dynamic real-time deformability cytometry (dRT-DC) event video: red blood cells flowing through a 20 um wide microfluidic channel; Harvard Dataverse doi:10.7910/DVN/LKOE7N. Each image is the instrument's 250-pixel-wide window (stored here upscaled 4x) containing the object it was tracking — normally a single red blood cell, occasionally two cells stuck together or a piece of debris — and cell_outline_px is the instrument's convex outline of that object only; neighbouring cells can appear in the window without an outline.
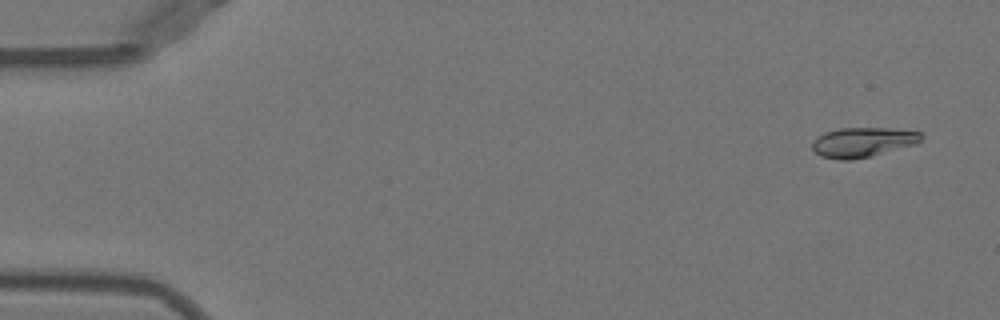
{"species": "Egyptian fruit bat (a non-hibernating species)", "species_latin": "Rousettus aegyptiacus", "temperature_condition": "warm", "stored_images_in_passage": 51, "camera_frame_rate_fps": 3000, "um_per_image_px": 0.085, "animal": {"sex": "female"}, "frame": {"image": 1, "passage_image": 3, "time_ms": 0.667, "image_size_px": [1000, 320], "cell_outline_px": [[924, 136], [916, 144], [852, 160], [840, 160], [820, 156], [812, 148], [812, 144], [816, 136], [824, 132], [840, 128], [888, 128], [920, 132]], "centroid_in_image_um": [73.3, 12.08], "position_along_channel_um": 11.7, "area_um2": 18.73}}
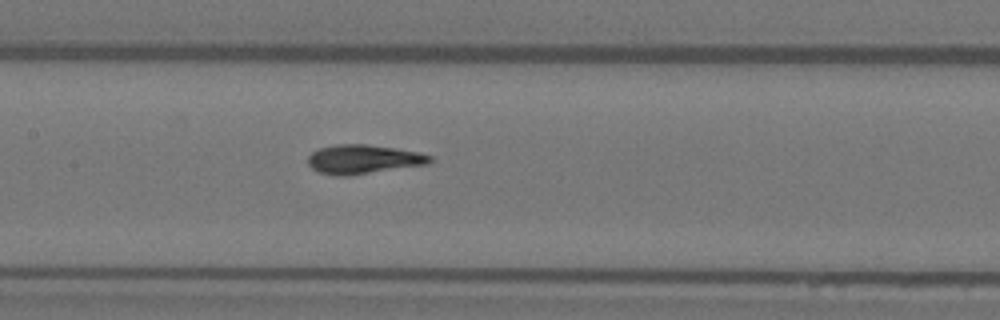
{"frame": {"image": 2, "passage_image": 25, "time_ms": 8.0, "image_size_px": [1000, 320], "cell_outline_px": [[432, 160], [428, 164], [348, 176], [340, 176], [320, 172], [312, 168], [308, 164], [308, 156], [312, 152], [320, 148], [336, 144], [364, 144], [392, 148], [416, 152], [432, 156]], "centroid_in_image_um": [30.86, 13.54], "position_along_channel_um": 176.5, "area_um2": 20.4}}
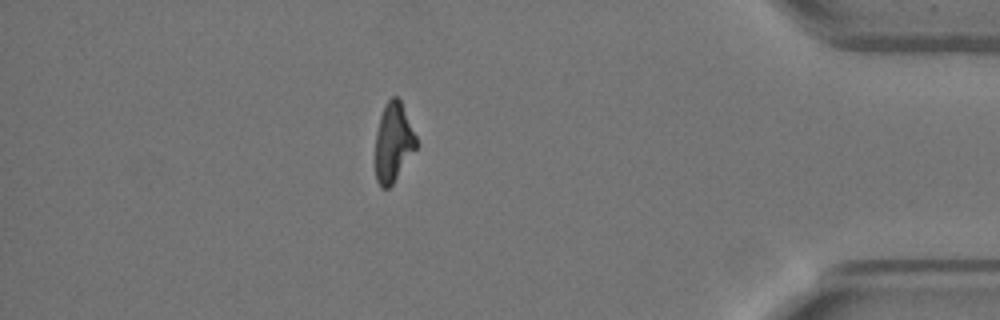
{"frame": {"image": 3, "passage_image": 45, "time_ms": 14.667, "image_size_px": [1000, 320], "cell_outline_px": [[416, 148], [392, 184], [388, 188], [380, 188], [376, 180], [376, 132], [380, 116], [384, 104], [392, 96], [396, 96], [400, 100], [416, 136]], "centroid_in_image_um": [33.41, 12.09], "position_along_channel_um": 401.8, "area_um2": 18.55}, "authors_computed_cell_mechanics": {"area_um2": 19.7098, "velocity_mm_per_s": 3.9799, "shape_relaxation_time_tau1_ms": 3.2704, "shape_relaxation_time_tau2_ms": 1.2891, "deformation_change_tau1": 0.1721, "deformation_change_tau2": 0.0653}}